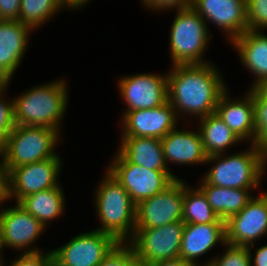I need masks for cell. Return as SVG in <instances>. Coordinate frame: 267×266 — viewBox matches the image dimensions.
Listing matches in <instances>:
<instances>
[{
	"label": "cell",
	"instance_id": "cell-11",
	"mask_svg": "<svg viewBox=\"0 0 267 266\" xmlns=\"http://www.w3.org/2000/svg\"><path fill=\"white\" fill-rule=\"evenodd\" d=\"M226 243L233 246H251L267 234V192L254 197L225 222Z\"/></svg>",
	"mask_w": 267,
	"mask_h": 266
},
{
	"label": "cell",
	"instance_id": "cell-1",
	"mask_svg": "<svg viewBox=\"0 0 267 266\" xmlns=\"http://www.w3.org/2000/svg\"><path fill=\"white\" fill-rule=\"evenodd\" d=\"M167 73L168 101L178 114L202 118L215 113L218 100L227 89L212 63L173 65ZM178 112V113H177Z\"/></svg>",
	"mask_w": 267,
	"mask_h": 266
},
{
	"label": "cell",
	"instance_id": "cell-42",
	"mask_svg": "<svg viewBox=\"0 0 267 266\" xmlns=\"http://www.w3.org/2000/svg\"><path fill=\"white\" fill-rule=\"evenodd\" d=\"M266 94H267V81H265L262 85L259 86Z\"/></svg>",
	"mask_w": 267,
	"mask_h": 266
},
{
	"label": "cell",
	"instance_id": "cell-44",
	"mask_svg": "<svg viewBox=\"0 0 267 266\" xmlns=\"http://www.w3.org/2000/svg\"><path fill=\"white\" fill-rule=\"evenodd\" d=\"M192 266H213L211 263H206L205 262V264L203 265V264H201V265H199V264H196V265H192Z\"/></svg>",
	"mask_w": 267,
	"mask_h": 266
},
{
	"label": "cell",
	"instance_id": "cell-39",
	"mask_svg": "<svg viewBox=\"0 0 267 266\" xmlns=\"http://www.w3.org/2000/svg\"><path fill=\"white\" fill-rule=\"evenodd\" d=\"M64 7L79 10L82 6L89 3V0H60Z\"/></svg>",
	"mask_w": 267,
	"mask_h": 266
},
{
	"label": "cell",
	"instance_id": "cell-43",
	"mask_svg": "<svg viewBox=\"0 0 267 266\" xmlns=\"http://www.w3.org/2000/svg\"><path fill=\"white\" fill-rule=\"evenodd\" d=\"M50 266H61L55 259L51 262Z\"/></svg>",
	"mask_w": 267,
	"mask_h": 266
},
{
	"label": "cell",
	"instance_id": "cell-41",
	"mask_svg": "<svg viewBox=\"0 0 267 266\" xmlns=\"http://www.w3.org/2000/svg\"><path fill=\"white\" fill-rule=\"evenodd\" d=\"M8 84V80L0 74V90Z\"/></svg>",
	"mask_w": 267,
	"mask_h": 266
},
{
	"label": "cell",
	"instance_id": "cell-5",
	"mask_svg": "<svg viewBox=\"0 0 267 266\" xmlns=\"http://www.w3.org/2000/svg\"><path fill=\"white\" fill-rule=\"evenodd\" d=\"M59 134L60 132L53 128L15 125L0 147L3 164L10 171L25 164L60 158L55 153Z\"/></svg>",
	"mask_w": 267,
	"mask_h": 266
},
{
	"label": "cell",
	"instance_id": "cell-6",
	"mask_svg": "<svg viewBox=\"0 0 267 266\" xmlns=\"http://www.w3.org/2000/svg\"><path fill=\"white\" fill-rule=\"evenodd\" d=\"M170 33V56L173 65L206 64L210 33L205 20L191 7L176 10Z\"/></svg>",
	"mask_w": 267,
	"mask_h": 266
},
{
	"label": "cell",
	"instance_id": "cell-34",
	"mask_svg": "<svg viewBox=\"0 0 267 266\" xmlns=\"http://www.w3.org/2000/svg\"><path fill=\"white\" fill-rule=\"evenodd\" d=\"M143 5L147 6L148 9L154 10H166V9H184L191 6V0H142ZM162 9V10H161Z\"/></svg>",
	"mask_w": 267,
	"mask_h": 266
},
{
	"label": "cell",
	"instance_id": "cell-17",
	"mask_svg": "<svg viewBox=\"0 0 267 266\" xmlns=\"http://www.w3.org/2000/svg\"><path fill=\"white\" fill-rule=\"evenodd\" d=\"M227 89L220 96L215 113L242 140L255 144V106L253 88L243 100H231Z\"/></svg>",
	"mask_w": 267,
	"mask_h": 266
},
{
	"label": "cell",
	"instance_id": "cell-38",
	"mask_svg": "<svg viewBox=\"0 0 267 266\" xmlns=\"http://www.w3.org/2000/svg\"><path fill=\"white\" fill-rule=\"evenodd\" d=\"M149 266H192L189 262L184 261L182 258H173L168 260H162L151 264Z\"/></svg>",
	"mask_w": 267,
	"mask_h": 266
},
{
	"label": "cell",
	"instance_id": "cell-15",
	"mask_svg": "<svg viewBox=\"0 0 267 266\" xmlns=\"http://www.w3.org/2000/svg\"><path fill=\"white\" fill-rule=\"evenodd\" d=\"M0 226L4 247L22 249L24 253L42 252L38 248L30 249V245H33L45 227L18 203L15 207L0 210Z\"/></svg>",
	"mask_w": 267,
	"mask_h": 266
},
{
	"label": "cell",
	"instance_id": "cell-29",
	"mask_svg": "<svg viewBox=\"0 0 267 266\" xmlns=\"http://www.w3.org/2000/svg\"><path fill=\"white\" fill-rule=\"evenodd\" d=\"M98 266H142L128 242H119Z\"/></svg>",
	"mask_w": 267,
	"mask_h": 266
},
{
	"label": "cell",
	"instance_id": "cell-19",
	"mask_svg": "<svg viewBox=\"0 0 267 266\" xmlns=\"http://www.w3.org/2000/svg\"><path fill=\"white\" fill-rule=\"evenodd\" d=\"M217 243L226 247L225 223H186L182 236L180 258L196 265L197 258L206 254Z\"/></svg>",
	"mask_w": 267,
	"mask_h": 266
},
{
	"label": "cell",
	"instance_id": "cell-35",
	"mask_svg": "<svg viewBox=\"0 0 267 266\" xmlns=\"http://www.w3.org/2000/svg\"><path fill=\"white\" fill-rule=\"evenodd\" d=\"M21 0H0V20H19Z\"/></svg>",
	"mask_w": 267,
	"mask_h": 266
},
{
	"label": "cell",
	"instance_id": "cell-31",
	"mask_svg": "<svg viewBox=\"0 0 267 266\" xmlns=\"http://www.w3.org/2000/svg\"><path fill=\"white\" fill-rule=\"evenodd\" d=\"M248 30L267 29V0H247Z\"/></svg>",
	"mask_w": 267,
	"mask_h": 266
},
{
	"label": "cell",
	"instance_id": "cell-24",
	"mask_svg": "<svg viewBox=\"0 0 267 266\" xmlns=\"http://www.w3.org/2000/svg\"><path fill=\"white\" fill-rule=\"evenodd\" d=\"M18 204L39 220L46 228L47 222L59 217L65 210V197L60 185L32 193Z\"/></svg>",
	"mask_w": 267,
	"mask_h": 266
},
{
	"label": "cell",
	"instance_id": "cell-22",
	"mask_svg": "<svg viewBox=\"0 0 267 266\" xmlns=\"http://www.w3.org/2000/svg\"><path fill=\"white\" fill-rule=\"evenodd\" d=\"M119 153L130 163L154 171H171L165 159L161 139L122 136Z\"/></svg>",
	"mask_w": 267,
	"mask_h": 266
},
{
	"label": "cell",
	"instance_id": "cell-7",
	"mask_svg": "<svg viewBox=\"0 0 267 266\" xmlns=\"http://www.w3.org/2000/svg\"><path fill=\"white\" fill-rule=\"evenodd\" d=\"M107 171L128 192L135 205L164 191L176 179L170 171H154L127 161L119 152Z\"/></svg>",
	"mask_w": 267,
	"mask_h": 266
},
{
	"label": "cell",
	"instance_id": "cell-27",
	"mask_svg": "<svg viewBox=\"0 0 267 266\" xmlns=\"http://www.w3.org/2000/svg\"><path fill=\"white\" fill-rule=\"evenodd\" d=\"M61 8L65 7L60 0H21L19 21L32 29L39 28Z\"/></svg>",
	"mask_w": 267,
	"mask_h": 266
},
{
	"label": "cell",
	"instance_id": "cell-37",
	"mask_svg": "<svg viewBox=\"0 0 267 266\" xmlns=\"http://www.w3.org/2000/svg\"><path fill=\"white\" fill-rule=\"evenodd\" d=\"M251 266H267V244L256 248L255 255L251 254V247L248 246ZM253 262V264H252Z\"/></svg>",
	"mask_w": 267,
	"mask_h": 266
},
{
	"label": "cell",
	"instance_id": "cell-33",
	"mask_svg": "<svg viewBox=\"0 0 267 266\" xmlns=\"http://www.w3.org/2000/svg\"><path fill=\"white\" fill-rule=\"evenodd\" d=\"M46 253H21L22 255L14 259L9 266H50L54 255L52 251Z\"/></svg>",
	"mask_w": 267,
	"mask_h": 266
},
{
	"label": "cell",
	"instance_id": "cell-16",
	"mask_svg": "<svg viewBox=\"0 0 267 266\" xmlns=\"http://www.w3.org/2000/svg\"><path fill=\"white\" fill-rule=\"evenodd\" d=\"M178 115L167 101L156 108L126 112L122 119V136L155 137L162 139L177 128Z\"/></svg>",
	"mask_w": 267,
	"mask_h": 266
},
{
	"label": "cell",
	"instance_id": "cell-2",
	"mask_svg": "<svg viewBox=\"0 0 267 266\" xmlns=\"http://www.w3.org/2000/svg\"><path fill=\"white\" fill-rule=\"evenodd\" d=\"M66 81L38 85L13 99L16 125L48 127L60 131L68 104Z\"/></svg>",
	"mask_w": 267,
	"mask_h": 266
},
{
	"label": "cell",
	"instance_id": "cell-10",
	"mask_svg": "<svg viewBox=\"0 0 267 266\" xmlns=\"http://www.w3.org/2000/svg\"><path fill=\"white\" fill-rule=\"evenodd\" d=\"M184 181L176 179L164 191L136 205V228H157L182 221Z\"/></svg>",
	"mask_w": 267,
	"mask_h": 266
},
{
	"label": "cell",
	"instance_id": "cell-4",
	"mask_svg": "<svg viewBox=\"0 0 267 266\" xmlns=\"http://www.w3.org/2000/svg\"><path fill=\"white\" fill-rule=\"evenodd\" d=\"M104 177L95 191L96 212L102 224L96 230L113 235L119 242H128L135 234L136 205L108 171Z\"/></svg>",
	"mask_w": 267,
	"mask_h": 266
},
{
	"label": "cell",
	"instance_id": "cell-13",
	"mask_svg": "<svg viewBox=\"0 0 267 266\" xmlns=\"http://www.w3.org/2000/svg\"><path fill=\"white\" fill-rule=\"evenodd\" d=\"M61 162L60 158H49L11 169L10 197H14L18 203L32 193L58 186Z\"/></svg>",
	"mask_w": 267,
	"mask_h": 266
},
{
	"label": "cell",
	"instance_id": "cell-40",
	"mask_svg": "<svg viewBox=\"0 0 267 266\" xmlns=\"http://www.w3.org/2000/svg\"><path fill=\"white\" fill-rule=\"evenodd\" d=\"M4 249V245H3V239H2V231H1V226H0V266H3L4 265V260L3 258L1 257V253Z\"/></svg>",
	"mask_w": 267,
	"mask_h": 266
},
{
	"label": "cell",
	"instance_id": "cell-23",
	"mask_svg": "<svg viewBox=\"0 0 267 266\" xmlns=\"http://www.w3.org/2000/svg\"><path fill=\"white\" fill-rule=\"evenodd\" d=\"M198 187L206 195L214 212L225 222L238 214L253 198L252 193H250L251 189L219 187L208 184L204 179Z\"/></svg>",
	"mask_w": 267,
	"mask_h": 266
},
{
	"label": "cell",
	"instance_id": "cell-20",
	"mask_svg": "<svg viewBox=\"0 0 267 266\" xmlns=\"http://www.w3.org/2000/svg\"><path fill=\"white\" fill-rule=\"evenodd\" d=\"M171 130L162 139L161 144L164 159L168 162L179 164H207V155L204 151L203 142L199 130Z\"/></svg>",
	"mask_w": 267,
	"mask_h": 266
},
{
	"label": "cell",
	"instance_id": "cell-14",
	"mask_svg": "<svg viewBox=\"0 0 267 266\" xmlns=\"http://www.w3.org/2000/svg\"><path fill=\"white\" fill-rule=\"evenodd\" d=\"M191 7L225 32L230 43L248 30L247 0H191Z\"/></svg>",
	"mask_w": 267,
	"mask_h": 266
},
{
	"label": "cell",
	"instance_id": "cell-9",
	"mask_svg": "<svg viewBox=\"0 0 267 266\" xmlns=\"http://www.w3.org/2000/svg\"><path fill=\"white\" fill-rule=\"evenodd\" d=\"M118 243L113 235L95 229L51 251L61 266H98Z\"/></svg>",
	"mask_w": 267,
	"mask_h": 266
},
{
	"label": "cell",
	"instance_id": "cell-30",
	"mask_svg": "<svg viewBox=\"0 0 267 266\" xmlns=\"http://www.w3.org/2000/svg\"><path fill=\"white\" fill-rule=\"evenodd\" d=\"M222 256L210 259L213 266H251L248 246H233L226 243Z\"/></svg>",
	"mask_w": 267,
	"mask_h": 266
},
{
	"label": "cell",
	"instance_id": "cell-8",
	"mask_svg": "<svg viewBox=\"0 0 267 266\" xmlns=\"http://www.w3.org/2000/svg\"><path fill=\"white\" fill-rule=\"evenodd\" d=\"M185 223L177 221L157 228H135L128 241L142 266L180 257Z\"/></svg>",
	"mask_w": 267,
	"mask_h": 266
},
{
	"label": "cell",
	"instance_id": "cell-18",
	"mask_svg": "<svg viewBox=\"0 0 267 266\" xmlns=\"http://www.w3.org/2000/svg\"><path fill=\"white\" fill-rule=\"evenodd\" d=\"M32 30L19 20H0V74L9 82L28 48Z\"/></svg>",
	"mask_w": 267,
	"mask_h": 266
},
{
	"label": "cell",
	"instance_id": "cell-12",
	"mask_svg": "<svg viewBox=\"0 0 267 266\" xmlns=\"http://www.w3.org/2000/svg\"><path fill=\"white\" fill-rule=\"evenodd\" d=\"M119 89L127 108L126 112L150 109L161 106L168 101L167 75L134 74L122 77Z\"/></svg>",
	"mask_w": 267,
	"mask_h": 266
},
{
	"label": "cell",
	"instance_id": "cell-26",
	"mask_svg": "<svg viewBox=\"0 0 267 266\" xmlns=\"http://www.w3.org/2000/svg\"><path fill=\"white\" fill-rule=\"evenodd\" d=\"M182 221L185 224L225 223L209 205L204 192L197 187L189 188L185 181Z\"/></svg>",
	"mask_w": 267,
	"mask_h": 266
},
{
	"label": "cell",
	"instance_id": "cell-25",
	"mask_svg": "<svg viewBox=\"0 0 267 266\" xmlns=\"http://www.w3.org/2000/svg\"><path fill=\"white\" fill-rule=\"evenodd\" d=\"M199 120L198 130L207 156L223 154L230 146L241 143L242 140L233 133L216 113L202 117Z\"/></svg>",
	"mask_w": 267,
	"mask_h": 266
},
{
	"label": "cell",
	"instance_id": "cell-28",
	"mask_svg": "<svg viewBox=\"0 0 267 266\" xmlns=\"http://www.w3.org/2000/svg\"><path fill=\"white\" fill-rule=\"evenodd\" d=\"M255 106V144L267 152V94L260 88H253Z\"/></svg>",
	"mask_w": 267,
	"mask_h": 266
},
{
	"label": "cell",
	"instance_id": "cell-3",
	"mask_svg": "<svg viewBox=\"0 0 267 266\" xmlns=\"http://www.w3.org/2000/svg\"><path fill=\"white\" fill-rule=\"evenodd\" d=\"M249 148L227 156L225 153L208 156L206 162L214 164L203 179L210 185L224 188H258L266 171L267 152L256 144Z\"/></svg>",
	"mask_w": 267,
	"mask_h": 266
},
{
	"label": "cell",
	"instance_id": "cell-36",
	"mask_svg": "<svg viewBox=\"0 0 267 266\" xmlns=\"http://www.w3.org/2000/svg\"><path fill=\"white\" fill-rule=\"evenodd\" d=\"M10 199V182H9V171L3 164L1 159L0 161V205Z\"/></svg>",
	"mask_w": 267,
	"mask_h": 266
},
{
	"label": "cell",
	"instance_id": "cell-32",
	"mask_svg": "<svg viewBox=\"0 0 267 266\" xmlns=\"http://www.w3.org/2000/svg\"><path fill=\"white\" fill-rule=\"evenodd\" d=\"M8 84L0 90V147L5 143L11 131L14 129V104L13 100L6 102L1 98Z\"/></svg>",
	"mask_w": 267,
	"mask_h": 266
},
{
	"label": "cell",
	"instance_id": "cell-21",
	"mask_svg": "<svg viewBox=\"0 0 267 266\" xmlns=\"http://www.w3.org/2000/svg\"><path fill=\"white\" fill-rule=\"evenodd\" d=\"M241 62L255 76L252 88L267 81V34L258 30H247L231 42Z\"/></svg>",
	"mask_w": 267,
	"mask_h": 266
}]
</instances>
